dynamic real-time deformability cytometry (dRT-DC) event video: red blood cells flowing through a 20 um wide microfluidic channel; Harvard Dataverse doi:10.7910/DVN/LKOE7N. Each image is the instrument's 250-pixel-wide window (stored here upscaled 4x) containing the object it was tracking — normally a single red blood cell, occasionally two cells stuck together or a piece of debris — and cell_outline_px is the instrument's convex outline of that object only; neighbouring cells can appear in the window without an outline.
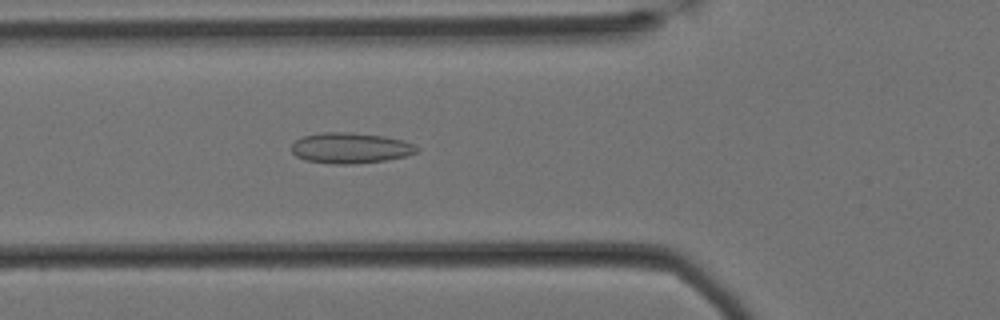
{"species": "Egyptian fruit bat (a non-hibernating species)", "species_latin": "Rousettus aegyptiacus", "temperature_condition": "cold", "stored_images_in_passage": 56, "camera_frame_rate_fps": 3000, "um_per_image_px": 0.085, "animal": {"sex": "female"}, "frame": {"image": 1, "passage_image": 18, "time_ms": 5.667, "image_size_px": [1000, 320], "cell_outline_px": [[420, 148], [416, 152], [404, 156], [384, 160], [352, 164], [332, 164], [304, 160], [296, 156], [292, 152], [292, 144], [296, 140], [304, 136], [320, 132], [352, 132], [384, 136], [404, 140]], "centroid_in_image_um": [29.76, 12.57], "position_along_channel_um": 96.0, "area_um2": 22.37}}
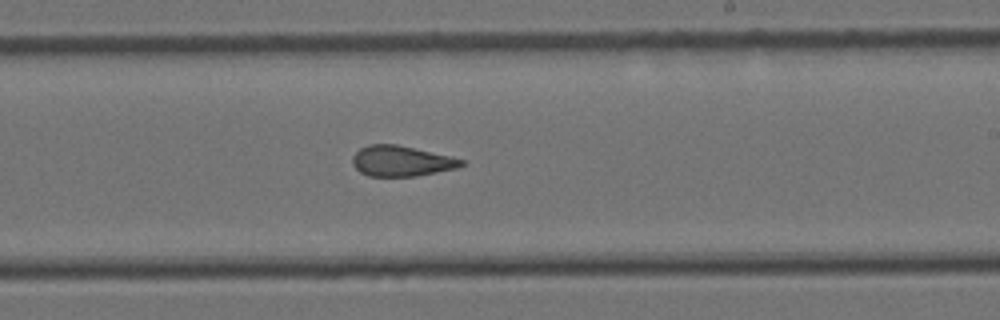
{"frame": {"image": 2, "passage_image": 32, "time_ms": 10.333, "image_size_px": [1000, 320], "cell_outline_px": [[464, 164], [456, 168], [416, 176], [368, 176], [360, 172], [352, 164], [352, 156], [360, 148], [368, 144], [396, 144], [448, 156], [464, 160]], "centroid_in_image_um": [34.06, 13.69], "position_along_channel_um": 254.9, "area_um2": 19.13}}
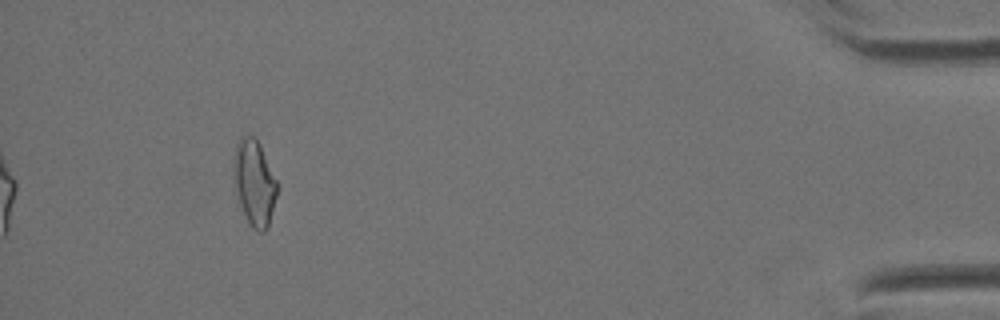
{"frame": {"image": 3, "passage_image": 52, "time_ms": 17.0, "image_size_px": [1000, 320], "cell_outline_px": [[276, 196], [268, 228], [264, 232], [256, 232], [252, 228], [240, 204], [236, 192], [232, 176], [232, 160], [236, 144], [240, 136], [252, 136], [260, 144], [276, 180]], "centroid_in_image_um": [21.58, 15.52], "position_along_channel_um": 413.6, "area_um2": 21.68}, "authors_computed_cell_mechanics": {"area_um2": 20.6924, "velocity_mm_per_s": 3.3918, "shape_relaxation_time_tau1_ms": null, "shape_relaxation_time_tau2_ms": 2.8831, "deformation_change_tau1": null, "deformation_change_tau2": 0.1086}}